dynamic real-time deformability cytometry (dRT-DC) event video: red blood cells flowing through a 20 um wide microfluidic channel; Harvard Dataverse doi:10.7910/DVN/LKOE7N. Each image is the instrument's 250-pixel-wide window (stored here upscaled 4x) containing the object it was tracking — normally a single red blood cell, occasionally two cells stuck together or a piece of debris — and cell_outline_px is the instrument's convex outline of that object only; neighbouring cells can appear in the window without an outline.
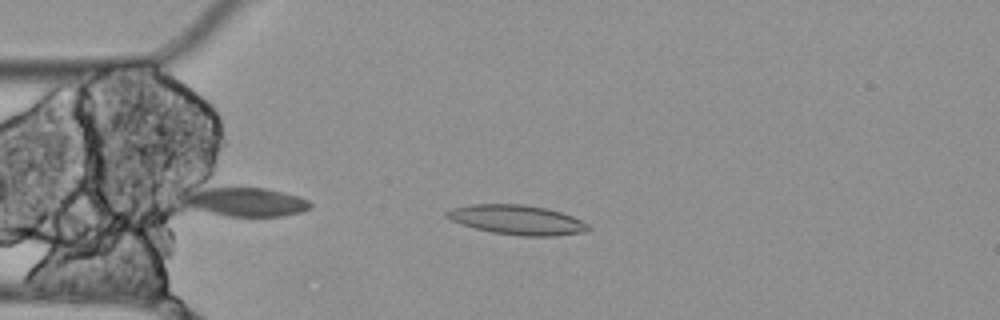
{"species": "Egyptian fruit bat (a non-hibernating species)", "species_latin": "Rousettus aegyptiacus", "temperature_condition": "cold", "stored_images_in_passage": 4, "camera_frame_rate_fps": 3000, "um_per_image_px": 0.085, "animal": {"sex": "female"}, "frame": {"image": 1, "passage_image": 3, "time_ms": 0.667, "image_size_px": [1000, 320], "cell_outline_px": [[592, 228], [584, 232], [556, 236], [520, 236], [492, 232], [460, 224], [444, 216], [444, 212], [452, 208], [472, 204], [524, 204], [544, 208], [560, 212], [572, 216], [588, 224]], "centroid_in_image_um": [43.94, 18.69], "position_along_channel_um": 41.1, "area_um2": 24.39}}